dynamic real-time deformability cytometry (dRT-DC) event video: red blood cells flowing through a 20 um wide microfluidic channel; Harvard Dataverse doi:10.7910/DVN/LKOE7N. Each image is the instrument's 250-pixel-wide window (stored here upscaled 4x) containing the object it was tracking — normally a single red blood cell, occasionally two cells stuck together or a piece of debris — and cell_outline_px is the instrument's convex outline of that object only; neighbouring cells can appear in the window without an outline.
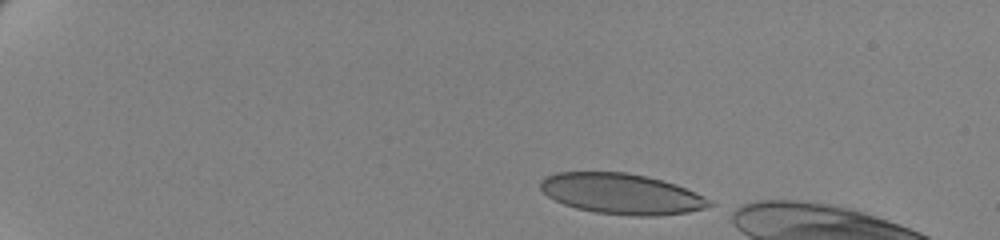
{"species": "human", "species_latin": "Homo sapiens", "temperature_condition": "cold", "stored_images_in_passage": 48, "camera_frame_rate_fps": 3000, "um_per_image_px": 0.085, "donor": {"sex": "female"}, "frame": {"image": 1, "passage_image": 1, "time_ms": 0.0, "image_size_px": [1000, 240], "cell_outline_px": [[716, 204], [704, 208], [688, 212], [652, 216], [632, 216], [596, 212], [576, 208], [564, 204], [548, 196], [540, 188], [540, 180], [544, 176], [556, 172], [624, 172], [648, 176], [664, 180], [676, 184], [696, 192], [712, 200]], "centroid_in_image_um": [52.85, 16.46], "position_along_channel_um": 32.1, "area_um2": 40.17}}
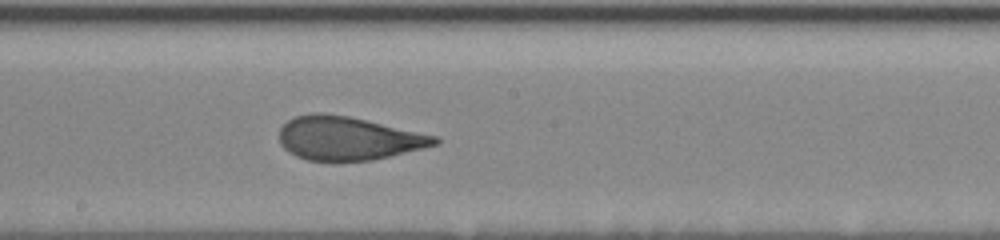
{"frame": {"image": 2, "passage_image": 26, "time_ms": 8.333, "image_size_px": [1000, 240], "cell_outline_px": [[440, 144], [372, 160], [308, 160], [296, 156], [288, 152], [280, 144], [280, 128], [288, 120], [296, 116], [312, 112], [324, 112], [348, 116], [368, 120], [436, 136], [440, 140]], "centroid_in_image_um": [29.57, 11.74], "position_along_channel_um": 218.6, "area_um2": 39.25}}
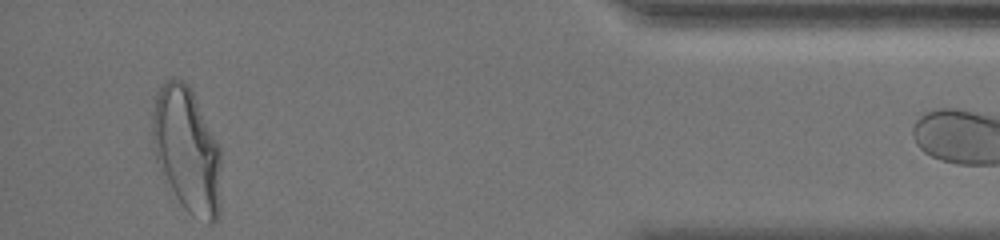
{"frame": {"image": 3, "passage_image": 47, "time_ms": 15.333, "image_size_px": [1000, 240], "cell_outline_px": [[220, 212], [216, 220], [212, 224], [208, 224], [192, 216], [184, 208], [160, 172], [156, 160], [152, 140], [152, 116], [156, 96], [160, 88], [172, 76], [176, 76], [184, 80], [192, 88], [220, 144]], "centroid_in_image_um": [15.91, 12.73], "position_along_channel_um": 419.3, "area_um2": 51.04}}